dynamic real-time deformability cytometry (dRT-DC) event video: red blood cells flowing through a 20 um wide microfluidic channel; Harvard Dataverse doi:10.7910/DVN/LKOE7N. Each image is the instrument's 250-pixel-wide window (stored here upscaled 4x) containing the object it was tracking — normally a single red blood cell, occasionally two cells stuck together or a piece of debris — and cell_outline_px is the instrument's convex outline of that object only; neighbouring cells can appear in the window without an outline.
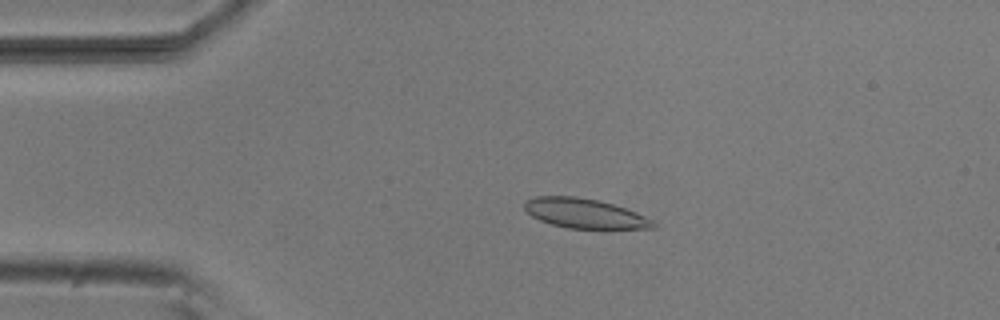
{"species": "common noctule bat (a hibernating species)", "species_latin": "Nyctalus noctula", "temperature_condition": "room temperature", "stored_images_in_passage": 52, "camera_frame_rate_fps": 3000, "um_per_image_px": 0.085, "animal": {"sex": "male", "body_mass_g": 20.5, "forearm_length_mm": 52.5}, "frame": {"image": 1, "passage_image": 11, "time_ms": 3.333, "image_size_px": [1000, 320], "cell_outline_px": [[656, 228], [568, 228], [552, 224], [540, 220], [532, 216], [524, 208], [524, 200], [536, 196], [576, 196], [600, 200], [636, 212], [652, 220], [656, 224]], "centroid_in_image_um": [49.66, 18.12], "position_along_channel_um": 35.3, "area_um2": 22.08}}
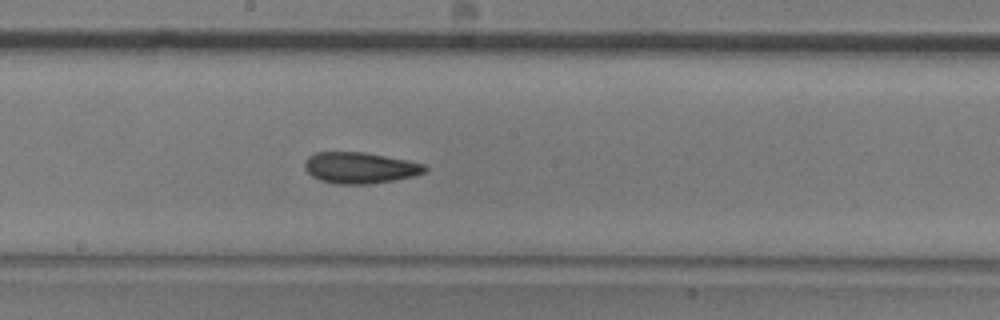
{"frame": {"image": 2, "passage_image": 28, "time_ms": 9.0, "image_size_px": [1000, 320], "cell_outline_px": [[428, 168], [424, 172], [412, 176], [392, 180], [368, 184], [336, 184], [320, 180], [312, 176], [304, 168], [304, 160], [308, 156], [316, 152], [364, 152], [408, 160], [424, 164]], "centroid_in_image_um": [30.56, 14.25], "position_along_channel_um": 217.6, "area_um2": 21.79}}
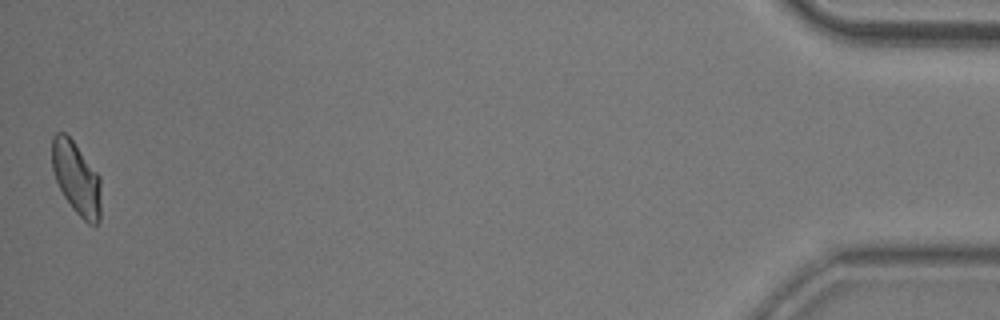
{"frame": {"image": 3, "passage_image": 52, "time_ms": 17.0, "image_size_px": [1000, 320], "cell_outline_px": [[100, 220], [96, 224], [88, 224], [72, 208], [64, 196], [56, 180], [52, 168], [52, 136], [56, 132], [64, 132], [72, 140], [100, 176]], "centroid_in_image_um": [6.49, 15.14], "position_along_channel_um": 428.7, "area_um2": 20.58}, "authors_computed_cell_mechanics": {"area_um2": 21.8773, "velocity_mm_per_s": 3.8395, "shape_relaxation_time_tau1_ms": 7.3038, "shape_relaxation_time_tau2_ms": 1.6161, "deformation_change_tau1": 0.1404, "deformation_change_tau2": 0.0622}}